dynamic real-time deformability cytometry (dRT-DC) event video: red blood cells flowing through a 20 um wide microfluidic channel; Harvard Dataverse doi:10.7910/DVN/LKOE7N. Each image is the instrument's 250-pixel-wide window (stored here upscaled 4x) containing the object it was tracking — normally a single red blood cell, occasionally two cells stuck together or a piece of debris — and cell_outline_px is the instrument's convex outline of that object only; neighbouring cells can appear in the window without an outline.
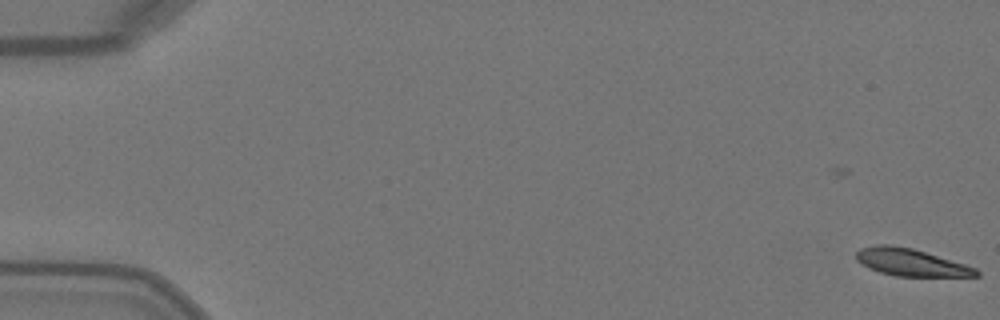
{"species": "Egyptian fruit bat (a non-hibernating species)", "species_latin": "Rousettus aegyptiacus", "temperature_condition": "warm", "stored_images_in_passage": 4, "camera_frame_rate_fps": 3000, "um_per_image_px": 0.085, "animal": {"sex": "female"}, "frame": {"image": 1, "passage_image": 4, "time_ms": 1.0, "image_size_px": [1000, 320], "cell_outline_px": [[980, 276], [896, 276], [880, 272], [868, 268], [856, 260], [856, 252], [860, 248], [876, 244], [888, 244], [912, 248], [964, 264], [976, 268], [980, 272]], "centroid_in_image_um": [77.39, 22.29], "position_along_channel_um": 7.6, "area_um2": 18.96}}